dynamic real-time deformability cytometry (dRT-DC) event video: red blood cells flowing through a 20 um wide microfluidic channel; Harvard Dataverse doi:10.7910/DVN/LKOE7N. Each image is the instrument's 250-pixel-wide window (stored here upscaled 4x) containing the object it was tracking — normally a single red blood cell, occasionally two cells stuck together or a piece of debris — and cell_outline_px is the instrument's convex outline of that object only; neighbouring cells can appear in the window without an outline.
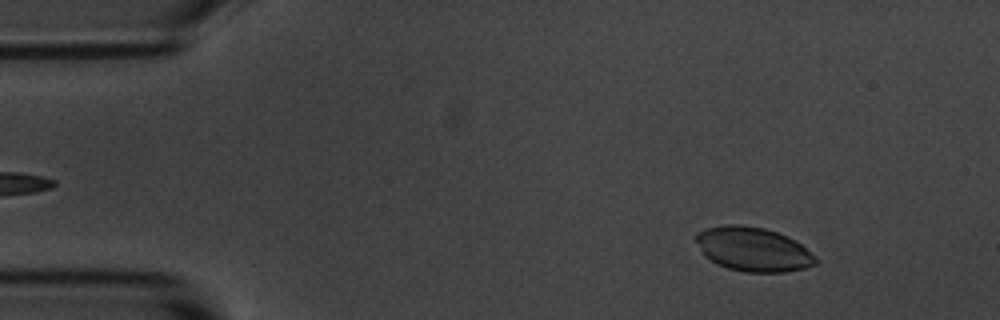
{"species": "common noctule bat (a hibernating species)", "species_latin": "Nyctalus noctula", "temperature_condition": "room temperature", "stored_images_in_passage": 7, "camera_frame_rate_fps": 3000, "um_per_image_px": 0.085, "animal": {"sex": "male", "body_mass_g": 20.1, "forearm_length_mm": 53.5}, "frame": {"image": 1, "passage_image": 1, "time_ms": 0.0, "image_size_px": [1000, 320], "cell_outline_px": [[820, 260], [816, 264], [804, 268], [784, 272], [744, 272], [728, 268], [716, 264], [704, 256], [696, 240], [696, 232], [704, 228], [724, 224], [740, 224], [764, 228], [788, 236], [796, 240], [816, 256]], "centroid_in_image_um": [64.02, 21.18], "position_along_channel_um": 21.0, "area_um2": 31.1}}